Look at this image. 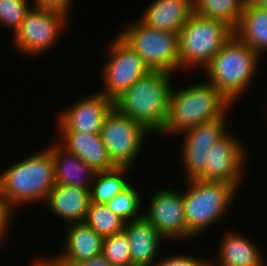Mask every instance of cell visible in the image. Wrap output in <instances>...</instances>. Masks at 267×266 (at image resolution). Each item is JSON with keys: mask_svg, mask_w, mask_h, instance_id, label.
<instances>
[{"mask_svg": "<svg viewBox=\"0 0 267 266\" xmlns=\"http://www.w3.org/2000/svg\"><path fill=\"white\" fill-rule=\"evenodd\" d=\"M56 140L68 152L78 156L96 172L117 167L110 159L100 134L59 133Z\"/></svg>", "mask_w": 267, "mask_h": 266, "instance_id": "15", "label": "cell"}, {"mask_svg": "<svg viewBox=\"0 0 267 266\" xmlns=\"http://www.w3.org/2000/svg\"><path fill=\"white\" fill-rule=\"evenodd\" d=\"M13 217H15V214L3 202L0 195V245L1 242L4 241L3 239L6 236V233H9L8 231L10 230V225H12Z\"/></svg>", "mask_w": 267, "mask_h": 266, "instance_id": "31", "label": "cell"}, {"mask_svg": "<svg viewBox=\"0 0 267 266\" xmlns=\"http://www.w3.org/2000/svg\"><path fill=\"white\" fill-rule=\"evenodd\" d=\"M65 235V248L60 255L65 260L87 261L102 254L103 237L85 221L70 223Z\"/></svg>", "mask_w": 267, "mask_h": 266, "instance_id": "21", "label": "cell"}, {"mask_svg": "<svg viewBox=\"0 0 267 266\" xmlns=\"http://www.w3.org/2000/svg\"><path fill=\"white\" fill-rule=\"evenodd\" d=\"M236 232L230 230L223 235L216 255L218 260L210 259L209 266H267L259 246Z\"/></svg>", "mask_w": 267, "mask_h": 266, "instance_id": "18", "label": "cell"}, {"mask_svg": "<svg viewBox=\"0 0 267 266\" xmlns=\"http://www.w3.org/2000/svg\"><path fill=\"white\" fill-rule=\"evenodd\" d=\"M130 244L124 232L103 238L102 255L112 266H131Z\"/></svg>", "mask_w": 267, "mask_h": 266, "instance_id": "27", "label": "cell"}, {"mask_svg": "<svg viewBox=\"0 0 267 266\" xmlns=\"http://www.w3.org/2000/svg\"><path fill=\"white\" fill-rule=\"evenodd\" d=\"M232 103L207 81L171 87L168 115L160 134L180 135L191 127L226 117Z\"/></svg>", "mask_w": 267, "mask_h": 266, "instance_id": "2", "label": "cell"}, {"mask_svg": "<svg viewBox=\"0 0 267 266\" xmlns=\"http://www.w3.org/2000/svg\"><path fill=\"white\" fill-rule=\"evenodd\" d=\"M193 12L218 20L233 31L239 24L246 0H192Z\"/></svg>", "mask_w": 267, "mask_h": 266, "instance_id": "24", "label": "cell"}, {"mask_svg": "<svg viewBox=\"0 0 267 266\" xmlns=\"http://www.w3.org/2000/svg\"><path fill=\"white\" fill-rule=\"evenodd\" d=\"M68 18L62 14L31 8L27 11L19 30L13 35L16 50L26 57L48 52L61 38ZM65 26V27H64Z\"/></svg>", "mask_w": 267, "mask_h": 266, "instance_id": "10", "label": "cell"}, {"mask_svg": "<svg viewBox=\"0 0 267 266\" xmlns=\"http://www.w3.org/2000/svg\"><path fill=\"white\" fill-rule=\"evenodd\" d=\"M141 195L132 183L118 193L106 205L125 223L143 218ZM140 213V214H139Z\"/></svg>", "mask_w": 267, "mask_h": 266, "instance_id": "26", "label": "cell"}, {"mask_svg": "<svg viewBox=\"0 0 267 266\" xmlns=\"http://www.w3.org/2000/svg\"><path fill=\"white\" fill-rule=\"evenodd\" d=\"M85 222L100 236L123 232L125 222L106 204L90 202Z\"/></svg>", "mask_w": 267, "mask_h": 266, "instance_id": "25", "label": "cell"}, {"mask_svg": "<svg viewBox=\"0 0 267 266\" xmlns=\"http://www.w3.org/2000/svg\"><path fill=\"white\" fill-rule=\"evenodd\" d=\"M242 143L228 131L210 147L204 172L198 179L225 182L240 189L242 176H245L244 164L247 163V151Z\"/></svg>", "mask_w": 267, "mask_h": 266, "instance_id": "11", "label": "cell"}, {"mask_svg": "<svg viewBox=\"0 0 267 266\" xmlns=\"http://www.w3.org/2000/svg\"><path fill=\"white\" fill-rule=\"evenodd\" d=\"M32 266H66L65 259L60 255H54L48 258H39L32 262Z\"/></svg>", "mask_w": 267, "mask_h": 266, "instance_id": "33", "label": "cell"}, {"mask_svg": "<svg viewBox=\"0 0 267 266\" xmlns=\"http://www.w3.org/2000/svg\"><path fill=\"white\" fill-rule=\"evenodd\" d=\"M122 31V32H121ZM117 35L138 53L151 71L173 74L180 70L179 34L130 22Z\"/></svg>", "mask_w": 267, "mask_h": 266, "instance_id": "7", "label": "cell"}, {"mask_svg": "<svg viewBox=\"0 0 267 266\" xmlns=\"http://www.w3.org/2000/svg\"><path fill=\"white\" fill-rule=\"evenodd\" d=\"M73 0H33L32 6L45 11H52L69 18V9Z\"/></svg>", "mask_w": 267, "mask_h": 266, "instance_id": "30", "label": "cell"}, {"mask_svg": "<svg viewBox=\"0 0 267 266\" xmlns=\"http://www.w3.org/2000/svg\"><path fill=\"white\" fill-rule=\"evenodd\" d=\"M146 133L149 135L151 132L113 106L104 120L100 135L111 161L117 167L132 168L141 155Z\"/></svg>", "mask_w": 267, "mask_h": 266, "instance_id": "8", "label": "cell"}, {"mask_svg": "<svg viewBox=\"0 0 267 266\" xmlns=\"http://www.w3.org/2000/svg\"><path fill=\"white\" fill-rule=\"evenodd\" d=\"M31 5L29 0H0V25L11 28L15 34Z\"/></svg>", "mask_w": 267, "mask_h": 266, "instance_id": "28", "label": "cell"}, {"mask_svg": "<svg viewBox=\"0 0 267 266\" xmlns=\"http://www.w3.org/2000/svg\"><path fill=\"white\" fill-rule=\"evenodd\" d=\"M55 185H67L91 190L96 171L78 156L68 152L58 142L51 145Z\"/></svg>", "mask_w": 267, "mask_h": 266, "instance_id": "20", "label": "cell"}, {"mask_svg": "<svg viewBox=\"0 0 267 266\" xmlns=\"http://www.w3.org/2000/svg\"><path fill=\"white\" fill-rule=\"evenodd\" d=\"M178 34L179 64L183 71L197 66L205 68L234 32L221 21L193 12Z\"/></svg>", "mask_w": 267, "mask_h": 266, "instance_id": "6", "label": "cell"}, {"mask_svg": "<svg viewBox=\"0 0 267 266\" xmlns=\"http://www.w3.org/2000/svg\"><path fill=\"white\" fill-rule=\"evenodd\" d=\"M172 74L150 71L114 101V106L152 134L160 133L168 115Z\"/></svg>", "mask_w": 267, "mask_h": 266, "instance_id": "3", "label": "cell"}, {"mask_svg": "<svg viewBox=\"0 0 267 266\" xmlns=\"http://www.w3.org/2000/svg\"><path fill=\"white\" fill-rule=\"evenodd\" d=\"M182 192L188 240L217 224L234 202L238 189L233 184L199 179L186 180Z\"/></svg>", "mask_w": 267, "mask_h": 266, "instance_id": "5", "label": "cell"}, {"mask_svg": "<svg viewBox=\"0 0 267 266\" xmlns=\"http://www.w3.org/2000/svg\"><path fill=\"white\" fill-rule=\"evenodd\" d=\"M260 57L233 35L203 69L208 78L206 81L233 104L252 83Z\"/></svg>", "mask_w": 267, "mask_h": 266, "instance_id": "4", "label": "cell"}, {"mask_svg": "<svg viewBox=\"0 0 267 266\" xmlns=\"http://www.w3.org/2000/svg\"><path fill=\"white\" fill-rule=\"evenodd\" d=\"M192 13V0H154L139 20L147 27L178 34Z\"/></svg>", "mask_w": 267, "mask_h": 266, "instance_id": "17", "label": "cell"}, {"mask_svg": "<svg viewBox=\"0 0 267 266\" xmlns=\"http://www.w3.org/2000/svg\"><path fill=\"white\" fill-rule=\"evenodd\" d=\"M54 186L51 144L0 173V195L14 214H17L18 207L26 203L46 202Z\"/></svg>", "mask_w": 267, "mask_h": 266, "instance_id": "1", "label": "cell"}, {"mask_svg": "<svg viewBox=\"0 0 267 266\" xmlns=\"http://www.w3.org/2000/svg\"><path fill=\"white\" fill-rule=\"evenodd\" d=\"M233 32L241 42L263 55L267 51V9L246 2Z\"/></svg>", "mask_w": 267, "mask_h": 266, "instance_id": "22", "label": "cell"}, {"mask_svg": "<svg viewBox=\"0 0 267 266\" xmlns=\"http://www.w3.org/2000/svg\"><path fill=\"white\" fill-rule=\"evenodd\" d=\"M66 266H112L101 254L85 262L75 260H65Z\"/></svg>", "mask_w": 267, "mask_h": 266, "instance_id": "32", "label": "cell"}, {"mask_svg": "<svg viewBox=\"0 0 267 266\" xmlns=\"http://www.w3.org/2000/svg\"><path fill=\"white\" fill-rule=\"evenodd\" d=\"M90 202V190L55 185L48 194L46 205L57 218L70 225V223L85 221Z\"/></svg>", "mask_w": 267, "mask_h": 266, "instance_id": "19", "label": "cell"}, {"mask_svg": "<svg viewBox=\"0 0 267 266\" xmlns=\"http://www.w3.org/2000/svg\"><path fill=\"white\" fill-rule=\"evenodd\" d=\"M172 255L158 260L152 266H209V260L204 257L199 259L186 253Z\"/></svg>", "mask_w": 267, "mask_h": 266, "instance_id": "29", "label": "cell"}, {"mask_svg": "<svg viewBox=\"0 0 267 266\" xmlns=\"http://www.w3.org/2000/svg\"><path fill=\"white\" fill-rule=\"evenodd\" d=\"M108 46L110 57L101 69L104 89H99L98 92L114 102L151 70L142 57L118 35Z\"/></svg>", "mask_w": 267, "mask_h": 266, "instance_id": "9", "label": "cell"}, {"mask_svg": "<svg viewBox=\"0 0 267 266\" xmlns=\"http://www.w3.org/2000/svg\"><path fill=\"white\" fill-rule=\"evenodd\" d=\"M130 169V167H115L112 170L96 172L90 190L91 202L106 204L126 189L131 184L125 177Z\"/></svg>", "mask_w": 267, "mask_h": 266, "instance_id": "23", "label": "cell"}, {"mask_svg": "<svg viewBox=\"0 0 267 266\" xmlns=\"http://www.w3.org/2000/svg\"><path fill=\"white\" fill-rule=\"evenodd\" d=\"M246 2L267 9V0H246Z\"/></svg>", "mask_w": 267, "mask_h": 266, "instance_id": "34", "label": "cell"}, {"mask_svg": "<svg viewBox=\"0 0 267 266\" xmlns=\"http://www.w3.org/2000/svg\"><path fill=\"white\" fill-rule=\"evenodd\" d=\"M123 232L130 244L131 266H152L164 238L144 217L125 223Z\"/></svg>", "mask_w": 267, "mask_h": 266, "instance_id": "16", "label": "cell"}, {"mask_svg": "<svg viewBox=\"0 0 267 266\" xmlns=\"http://www.w3.org/2000/svg\"><path fill=\"white\" fill-rule=\"evenodd\" d=\"M143 217L167 241L188 239L183 196L179 190L159 188L152 193Z\"/></svg>", "mask_w": 267, "mask_h": 266, "instance_id": "12", "label": "cell"}, {"mask_svg": "<svg viewBox=\"0 0 267 266\" xmlns=\"http://www.w3.org/2000/svg\"><path fill=\"white\" fill-rule=\"evenodd\" d=\"M95 93V94H94ZM80 98L69 107L60 111L56 123L58 133H87L100 134L108 112L114 102L103 94L94 92Z\"/></svg>", "mask_w": 267, "mask_h": 266, "instance_id": "14", "label": "cell"}, {"mask_svg": "<svg viewBox=\"0 0 267 266\" xmlns=\"http://www.w3.org/2000/svg\"><path fill=\"white\" fill-rule=\"evenodd\" d=\"M226 117L201 123L183 132L181 159L186 180L198 179L204 172L210 147L228 131ZM184 135V136H183Z\"/></svg>", "mask_w": 267, "mask_h": 266, "instance_id": "13", "label": "cell"}]
</instances>
